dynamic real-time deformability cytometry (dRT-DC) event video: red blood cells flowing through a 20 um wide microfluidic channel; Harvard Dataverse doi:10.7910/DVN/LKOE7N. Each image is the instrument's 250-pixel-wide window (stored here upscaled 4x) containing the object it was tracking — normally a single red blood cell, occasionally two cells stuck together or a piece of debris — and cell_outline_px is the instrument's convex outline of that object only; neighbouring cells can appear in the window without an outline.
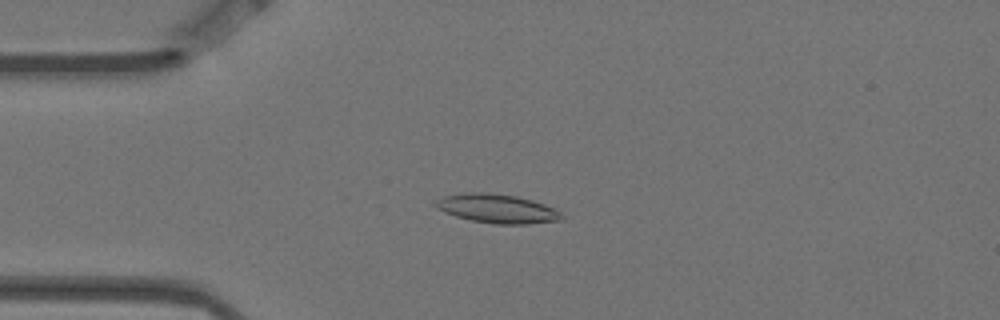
{"species": "Egyptian fruit bat (a non-hibernating species)", "species_latin": "Rousettus aegyptiacus", "temperature_condition": "warm", "stored_images_in_passage": 9, "camera_frame_rate_fps": 3000, "um_per_image_px": 0.085, "animal": {"sex": "female"}, "frame": {"image": 1, "passage_image": 2, "time_ms": 0.333, "image_size_px": [1000, 320], "cell_outline_px": [[564, 220], [528, 224], [496, 224], [472, 220], [456, 216], [444, 212], [436, 208], [432, 204], [436, 200], [444, 196], [468, 192], [488, 192], [516, 196], [532, 200], [544, 204], [560, 212], [564, 216]], "centroid_in_image_um": [42.25, 17.73], "position_along_channel_um": 42.7, "area_um2": 21.33}}
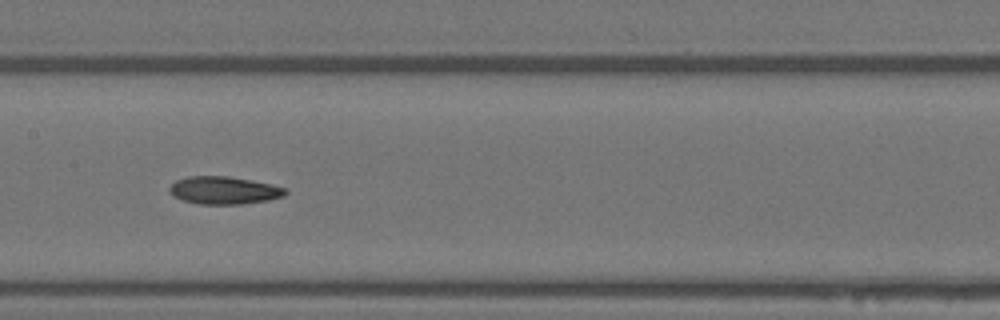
{"frame": {"image": 2, "passage_image": 6, "time_ms": 1.667, "image_size_px": [1000, 320], "cell_outline_px": [[288, 192], [284, 196], [268, 200], [240, 204], [200, 204], [184, 200], [168, 192], [168, 188], [176, 180], [188, 176], [228, 176], [272, 184], [284, 188]], "centroid_in_image_um": [19.04, 16.17], "position_along_channel_um": 188.4, "area_um2": 18.55}}
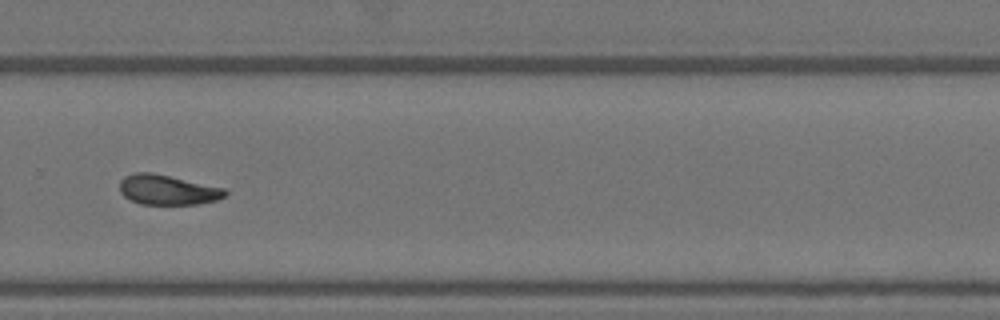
{"frame": {"image": 3, "passage_image": 9, "time_ms": 2.667, "image_size_px": [1000, 320], "cell_outline_px": [[228, 192], [224, 196], [216, 200], [196, 204], [140, 204], [124, 196], [120, 192], [120, 180], [124, 176], [132, 172], [152, 172], [224, 188]], "centroid_in_image_um": [14.2, 16.12], "position_along_channel_um": 315.6, "area_um2": 18.32}}